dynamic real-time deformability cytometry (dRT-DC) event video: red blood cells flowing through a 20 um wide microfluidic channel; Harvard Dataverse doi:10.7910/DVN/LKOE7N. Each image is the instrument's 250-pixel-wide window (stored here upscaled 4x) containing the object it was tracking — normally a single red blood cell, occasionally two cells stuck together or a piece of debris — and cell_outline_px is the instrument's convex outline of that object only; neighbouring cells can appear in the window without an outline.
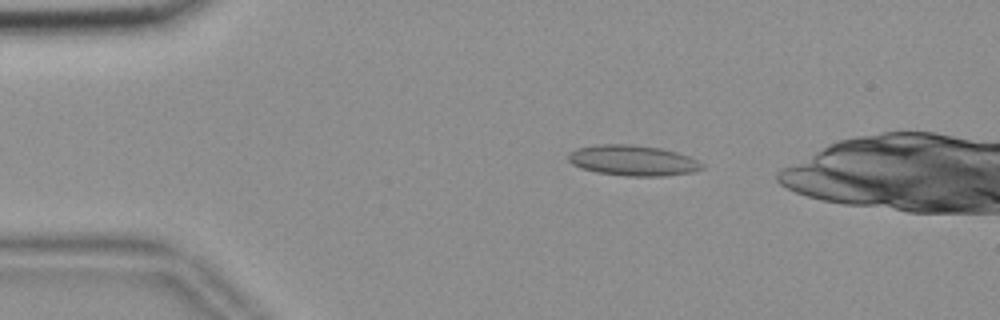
{"species": "common noctule bat (a hibernating species)", "species_latin": "Nyctalus noctula", "temperature_condition": "room temperature", "stored_images_in_passage": 45, "camera_frame_rate_fps": 3000, "um_per_image_px": 0.085, "animal": {"sex": "female", "body_mass_g": 18.4}, "frame": {"image": 1, "passage_image": 7, "time_ms": 2.0, "image_size_px": [1000, 320], "cell_outline_px": [[704, 168], [692, 172], [664, 176], [624, 176], [596, 172], [580, 168], [572, 164], [568, 160], [568, 156], [576, 148], [596, 144], [632, 144], [660, 148], [676, 152], [688, 156], [704, 164]], "centroid_in_image_um": [53.78, 13.64], "position_along_channel_um": 31.2, "area_um2": 23.87}}
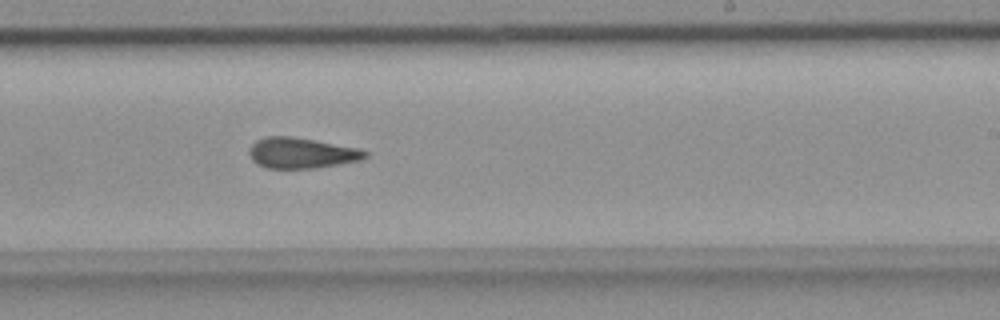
{"frame": {"image": 2, "passage_image": 30, "time_ms": 9.667, "image_size_px": [1000, 320], "cell_outline_px": [[368, 156], [360, 160], [316, 168], [268, 168], [256, 164], [252, 160], [248, 152], [252, 144], [256, 140], [268, 136], [292, 136], [316, 140], [360, 148], [368, 152]], "centroid_in_image_um": [25.63, 13.0], "position_along_channel_um": 263.4, "area_um2": 20.81}}
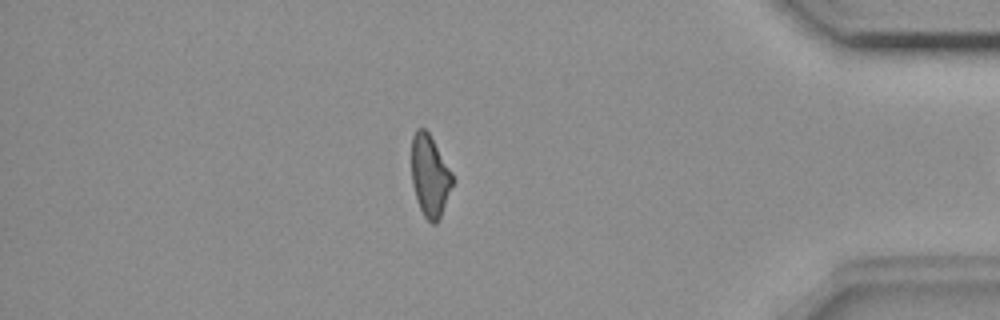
{"frame": {"image": 3, "passage_image": 44, "time_ms": 14.333, "image_size_px": [1000, 320], "cell_outline_px": [[456, 180], [440, 216], [436, 224], [432, 224], [424, 216], [416, 200], [412, 184], [412, 136], [416, 128], [424, 128], [428, 132], [452, 172]], "centroid_in_image_um": [36.55, 14.96], "position_along_channel_um": 398.6, "area_um2": 19.59}}